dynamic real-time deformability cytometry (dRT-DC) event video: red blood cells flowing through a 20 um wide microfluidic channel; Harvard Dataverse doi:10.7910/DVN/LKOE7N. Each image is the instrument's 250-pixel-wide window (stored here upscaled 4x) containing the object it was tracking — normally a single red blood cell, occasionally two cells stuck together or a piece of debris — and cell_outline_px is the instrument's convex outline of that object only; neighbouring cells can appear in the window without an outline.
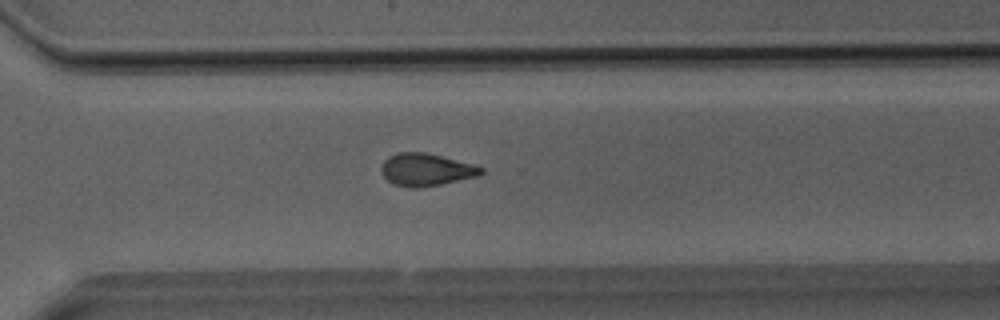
{"species": "Egyptian fruit bat (a non-hibernating species)", "species_latin": "Rousettus aegyptiacus", "temperature_condition": "room temperature", "stored_images_in_passage": 27, "camera_frame_rate_fps": 3000, "um_per_image_px": 0.085, "animal": {"sex": "male"}, "frame": {"image": 1, "passage_image": 19, "time_ms": 6.0, "image_size_px": [1000, 320], "cell_outline_px": [[484, 172], [476, 176], [440, 184], [416, 188], [412, 188], [396, 184], [388, 180], [380, 172], [380, 164], [388, 156], [400, 152], [424, 152], [472, 164], [484, 168]], "centroid_in_image_um": [36.17, 14.41], "position_along_channel_um": 334.4, "area_um2": 18.61}}
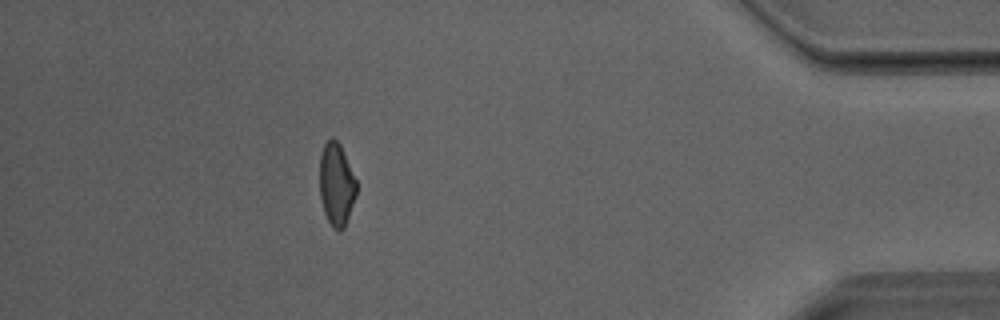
{"frame": {"image": 2, "passage_image": 26, "time_ms": 8.333, "image_size_px": [1000, 320], "cell_outline_px": [[356, 196], [344, 228], [340, 232], [332, 228], [324, 212], [320, 196], [320, 152], [324, 144], [332, 136], [340, 144], [356, 180]], "centroid_in_image_um": [28.59, 15.68], "position_along_channel_um": 406.6, "area_um2": 17.74}}